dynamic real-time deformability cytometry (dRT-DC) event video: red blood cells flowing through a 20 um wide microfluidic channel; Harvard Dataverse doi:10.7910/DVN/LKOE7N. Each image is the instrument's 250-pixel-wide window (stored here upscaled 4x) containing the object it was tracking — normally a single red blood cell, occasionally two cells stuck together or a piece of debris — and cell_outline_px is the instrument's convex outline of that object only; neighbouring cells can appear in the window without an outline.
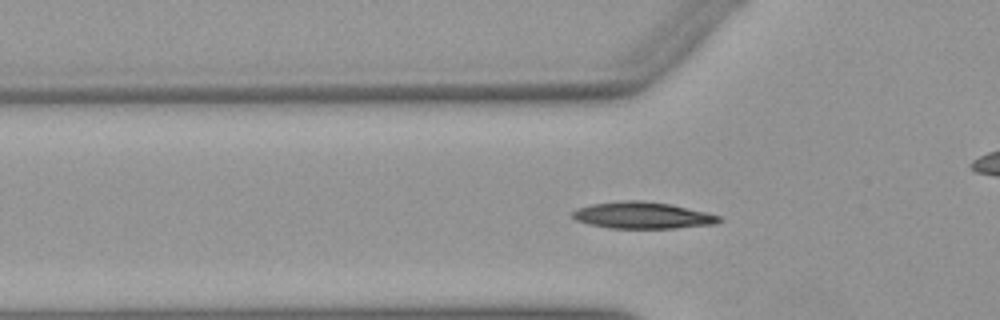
{"species": "Egyptian fruit bat (a non-hibernating species)", "species_latin": "Rousettus aegyptiacus", "temperature_condition": "warm", "stored_images_in_passage": 52, "camera_frame_rate_fps": 3000, "um_per_image_px": 0.085, "animal": {"sex": "female"}, "frame": {"image": 1, "passage_image": 16, "time_ms": 5.0, "image_size_px": [1000, 320], "cell_outline_px": [[724, 220], [716, 224], [676, 228], [612, 228], [588, 224], [576, 220], [572, 216], [572, 212], [576, 208], [592, 204], [620, 200], [644, 200], [672, 204], [708, 212], [720, 216]], "centroid_in_image_um": [54.65, 18.29], "position_along_channel_um": 71.1, "area_um2": 23.06}}
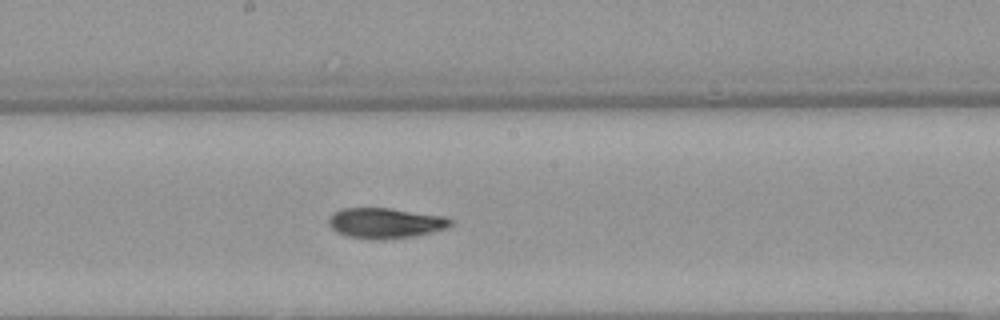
{"frame": {"image": 2, "passage_image": 27, "time_ms": 8.667, "image_size_px": [1000, 320], "cell_outline_px": [[452, 224], [448, 228], [416, 236], [384, 240], [376, 240], [348, 236], [336, 232], [328, 224], [328, 216], [332, 212], [340, 208], [388, 208], [444, 216], [452, 220]], "centroid_in_image_um": [32.73, 18.96], "position_along_channel_um": 215.5, "area_um2": 21.85}}
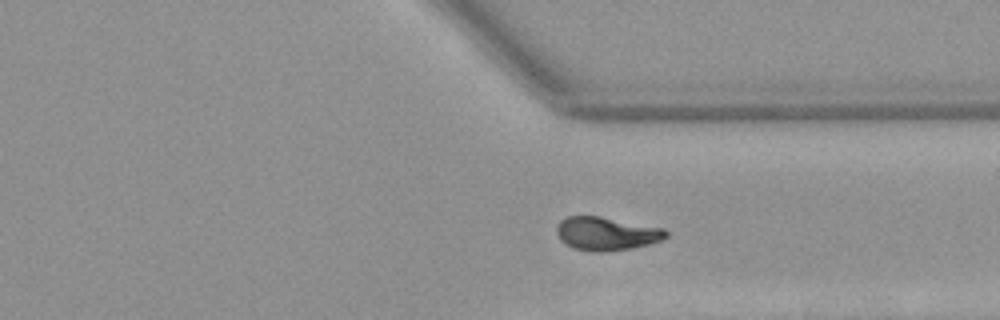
{"frame": {"image": 3, "passage_image": 38, "time_ms": 12.333, "image_size_px": [1000, 320], "cell_outline_px": [[668, 236], [660, 240], [648, 244], [632, 248], [608, 252], [592, 252], [572, 248], [560, 240], [556, 232], [556, 228], [560, 220], [568, 216], [600, 216], [664, 228], [668, 232]], "centroid_in_image_um": [51.53, 19.86], "position_along_channel_um": 359.9, "area_um2": 21.44}, "authors_computed_cell_mechanics": {"area_um2": 20.9236, "velocity_mm_per_s": 3.931, "shape_relaxation_time_tau1_ms": 5.7268, "shape_relaxation_time_tau2_ms": 3.5006, "deformation_change_tau1": 0.1714, "deformation_change_tau2": 0.0738}}